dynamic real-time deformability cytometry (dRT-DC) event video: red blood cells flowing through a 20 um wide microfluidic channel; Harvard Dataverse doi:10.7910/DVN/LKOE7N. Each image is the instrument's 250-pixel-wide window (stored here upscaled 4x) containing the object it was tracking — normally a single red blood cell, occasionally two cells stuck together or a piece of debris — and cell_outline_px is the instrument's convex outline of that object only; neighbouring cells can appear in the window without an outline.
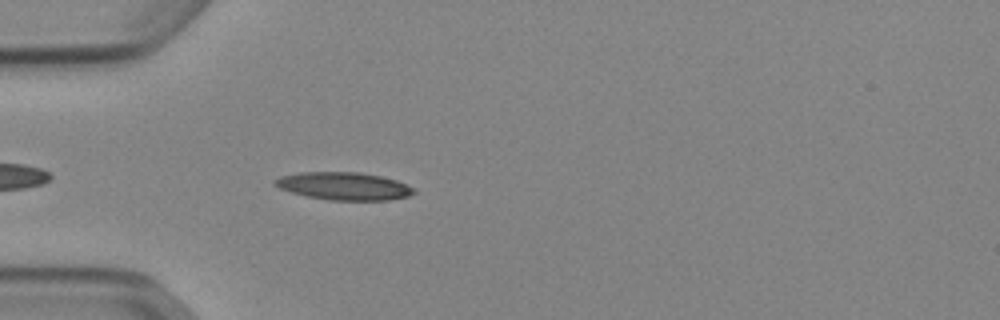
{"species": "Egyptian fruit bat (a non-hibernating species)", "species_latin": "Rousettus aegyptiacus", "temperature_condition": "cold", "stored_images_in_passage": 40, "camera_frame_rate_fps": 3000, "um_per_image_px": 0.085, "animal": {"sex": "female"}, "frame": {"image": 1, "passage_image": 4, "time_ms": 1.0, "image_size_px": [1000, 320], "cell_outline_px": [[416, 192], [408, 196], [388, 200], [328, 200], [308, 196], [292, 192], [280, 188], [272, 184], [272, 180], [280, 176], [300, 172], [360, 172], [380, 176], [396, 180], [416, 188]], "centroid_in_image_um": [29.23, 15.81], "position_along_channel_um": 55.8, "area_um2": 22.48}}
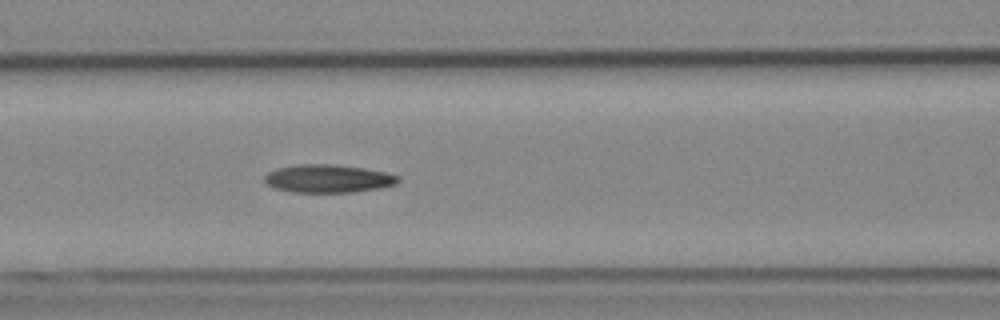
{"frame": {"image": 2, "passage_image": 11, "time_ms": 3.333, "image_size_px": [1000, 320], "cell_outline_px": [[400, 180], [396, 184], [380, 188], [356, 192], [292, 192], [272, 188], [264, 180], [264, 176], [268, 172], [276, 168], [296, 164], [332, 164], [364, 168], [384, 172], [400, 176]], "centroid_in_image_um": [27.87, 15.18], "position_along_channel_um": 138.7, "area_um2": 22.02}}
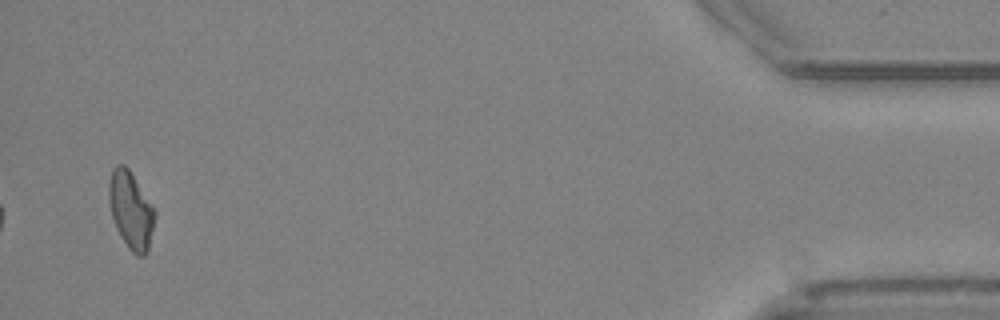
{"frame": {"image": 3, "passage_image": 39, "time_ms": 12.667, "image_size_px": [1000, 320], "cell_outline_px": [[156, 212], [148, 248], [144, 256], [136, 256], [128, 248], [120, 236], [116, 228], [112, 216], [108, 200], [108, 184], [112, 168], [116, 164], [124, 164], [128, 168], [156, 208]], "centroid_in_image_um": [11.11, 17.83], "position_along_channel_um": 424.1, "area_um2": 20.87}, "authors_computed_cell_mechanics": {"area_um2": 21.2126, "velocity_mm_per_s": 3.8907, "shape_relaxation_time_tau1_ms": 10.1907, "shape_relaxation_time_tau2_ms": 6.0845, "deformation_change_tau1": 0.2436, "deformation_change_tau2": 0.1594}}